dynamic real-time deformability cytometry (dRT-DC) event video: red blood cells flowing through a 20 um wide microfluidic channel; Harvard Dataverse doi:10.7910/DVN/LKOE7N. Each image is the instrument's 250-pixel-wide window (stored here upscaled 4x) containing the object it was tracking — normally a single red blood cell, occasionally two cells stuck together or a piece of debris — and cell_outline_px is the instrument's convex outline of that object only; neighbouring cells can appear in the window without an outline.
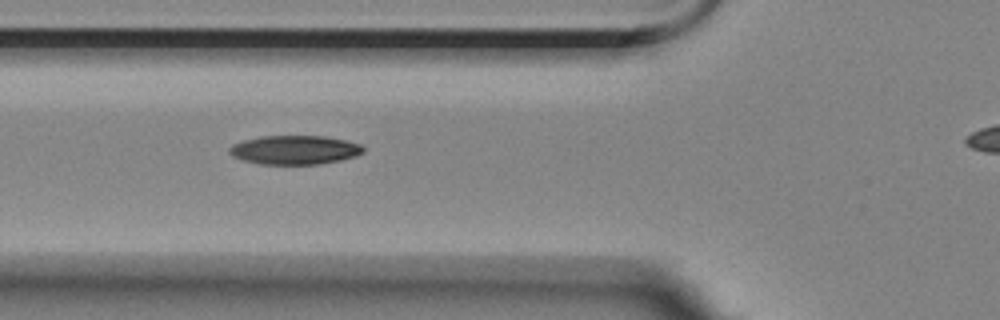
{"species": "Egyptian fruit bat (a non-hibernating species)", "species_latin": "Rousettus aegyptiacus", "temperature_condition": "room temperature", "stored_images_in_passage": 7, "camera_frame_rate_fps": 3000, "um_per_image_px": 0.085, "animal": {"sex": "female"}, "frame": {"image": 1, "passage_image": 6, "time_ms": 6.0, "image_size_px": [1000, 320], "cell_outline_px": [[364, 152], [356, 156], [340, 160], [320, 164], [260, 164], [244, 160], [232, 156], [228, 152], [228, 148], [232, 144], [244, 140], [260, 136], [324, 136], [344, 140], [360, 144], [364, 148]], "centroid_in_image_um": [25.03, 12.74], "position_along_channel_um": 100.8, "area_um2": 22.6}}
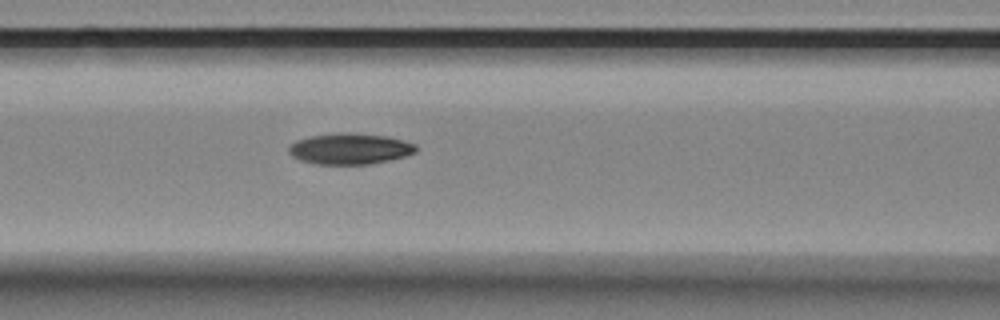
{"frame": {"image": 2, "passage_image": 7, "time_ms": 7.0, "image_size_px": [1000, 320], "cell_outline_px": [[416, 152], [404, 156], [388, 160], [368, 164], [316, 164], [300, 160], [292, 156], [288, 152], [288, 144], [296, 140], [308, 136], [336, 132], [348, 132], [388, 136], [404, 140], [416, 144]], "centroid_in_image_um": [29.69, 12.62], "position_along_channel_um": 136.9, "area_um2": 23.24}}